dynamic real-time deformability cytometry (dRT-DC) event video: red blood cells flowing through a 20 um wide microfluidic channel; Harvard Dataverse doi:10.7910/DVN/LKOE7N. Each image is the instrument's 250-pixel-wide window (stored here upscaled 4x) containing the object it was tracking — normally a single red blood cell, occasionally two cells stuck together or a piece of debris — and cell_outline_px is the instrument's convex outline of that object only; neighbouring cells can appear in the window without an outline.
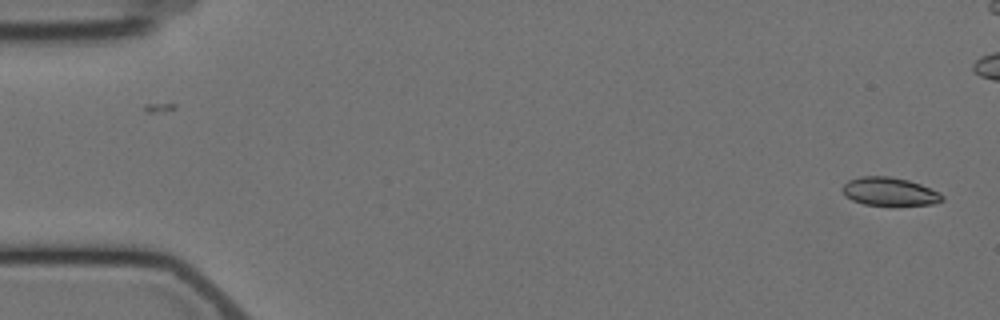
{"species": "Egyptian fruit bat (a non-hibernating species)", "species_latin": "Rousettus aegyptiacus", "temperature_condition": "cold", "stored_images_in_passage": 2, "camera_frame_rate_fps": 3000, "um_per_image_px": 0.085, "animal": {"sex": "female"}, "frame": {"image": 1, "passage_image": 2, "time_ms": 1.0, "image_size_px": [1000, 320], "cell_outline_px": [[944, 200], [932, 204], [864, 204], [852, 200], [844, 196], [840, 188], [848, 180], [860, 176], [888, 176], [908, 180], [920, 184], [940, 192], [944, 196]], "centroid_in_image_um": [75.57, 16.26], "position_along_channel_um": 9.4, "area_um2": 16.3}}